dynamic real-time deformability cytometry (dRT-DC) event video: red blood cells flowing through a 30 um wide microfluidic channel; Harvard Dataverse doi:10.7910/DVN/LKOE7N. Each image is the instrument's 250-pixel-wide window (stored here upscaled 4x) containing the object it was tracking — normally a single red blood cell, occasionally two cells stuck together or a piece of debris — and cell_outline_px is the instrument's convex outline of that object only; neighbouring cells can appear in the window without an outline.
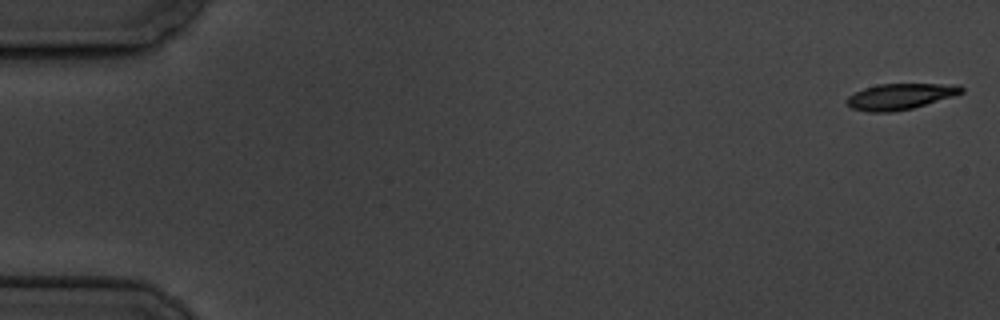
{"species": "common noctule bat (a hibernating species)", "species_latin": "Nyctalus noctula", "temperature_condition": "cold", "stored_images_in_passage": 3, "camera_frame_rate_fps": 3000, "um_per_image_px": 0.085, "animal": {"sex": "male", "body_mass_g": 19.5, "forearm_length_mm": 54.6}, "frame": {"image": 1, "passage_image": 1, "time_ms": 0.0, "image_size_px": [1000, 320], "cell_outline_px": [[964, 92], [952, 96], [912, 108], [892, 112], [868, 112], [852, 108], [844, 100], [848, 96], [864, 88], [880, 84], [960, 84], [964, 88]], "centroid_in_image_um": [76.51, 8.19], "position_along_channel_um": 8.5, "area_um2": 17.22}}